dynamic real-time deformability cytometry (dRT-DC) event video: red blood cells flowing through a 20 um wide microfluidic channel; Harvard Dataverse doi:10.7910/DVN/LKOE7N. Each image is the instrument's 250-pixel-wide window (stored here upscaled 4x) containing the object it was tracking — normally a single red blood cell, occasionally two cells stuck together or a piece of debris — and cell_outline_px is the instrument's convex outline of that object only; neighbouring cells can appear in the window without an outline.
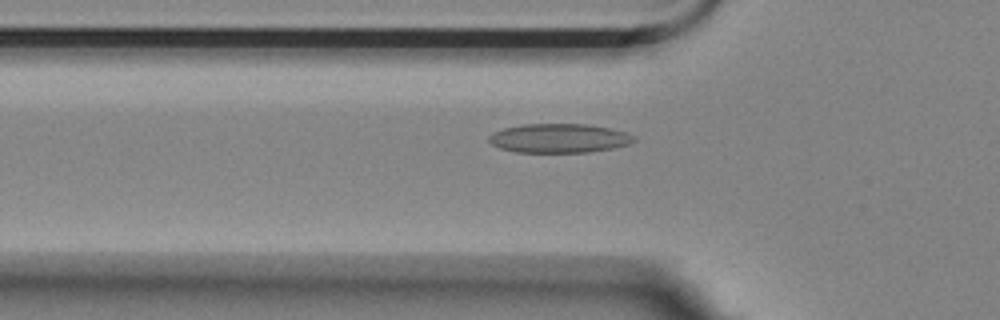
{"species": "Egyptian fruit bat (a non-hibernating species)", "species_latin": "Rousettus aegyptiacus", "temperature_condition": "room temperature", "stored_images_in_passage": 50, "camera_frame_rate_fps": 3000, "um_per_image_px": 0.085, "animal": {"sex": "female"}, "frame": {"image": 1, "passage_image": 11, "time_ms": 3.333, "image_size_px": [1000, 320], "cell_outline_px": [[636, 140], [628, 144], [612, 148], [588, 152], [516, 152], [500, 148], [492, 144], [488, 140], [488, 136], [492, 132], [504, 128], [520, 124], [588, 124], [608, 128], [624, 132], [636, 136]], "centroid_in_image_um": [47.49, 11.74], "position_along_channel_um": 78.3, "area_um2": 24.57}}
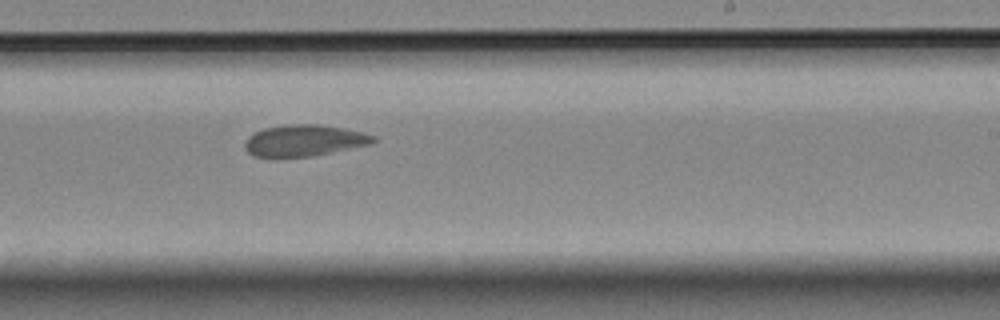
{"frame": {"image": 2, "passage_image": 27, "time_ms": 8.667, "image_size_px": [1000, 320], "cell_outline_px": [[376, 140], [372, 144], [312, 156], [276, 160], [252, 156], [244, 148], [244, 140], [252, 132], [264, 128], [288, 124], [320, 124], [344, 128], [376, 136]], "centroid_in_image_um": [25.76, 11.98], "position_along_channel_um": 263.2, "area_um2": 24.39}}
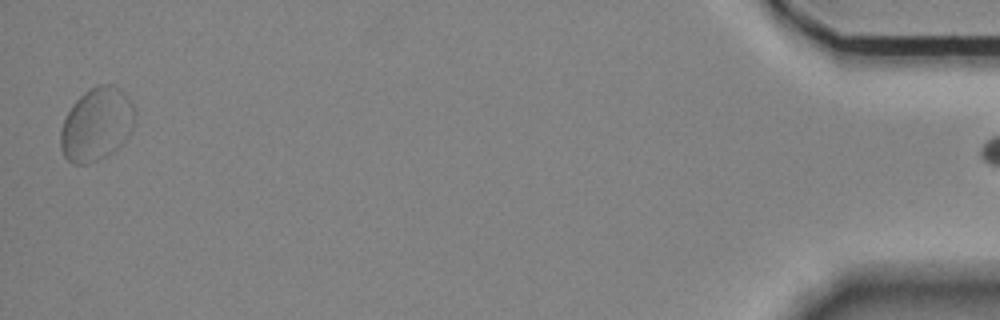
{"frame": {"image": 3, "passage_image": 49, "time_ms": 16.0, "image_size_px": [1000, 320], "cell_outline_px": [[136, 120], [128, 136], [108, 156], [88, 164], [72, 164], [64, 156], [60, 148], [60, 132], [64, 120], [72, 104], [84, 92], [96, 84], [112, 84], [120, 88], [128, 96], [136, 112]], "centroid_in_image_um": [8.22, 10.56], "position_along_channel_um": 427.0, "area_um2": 31.96}}